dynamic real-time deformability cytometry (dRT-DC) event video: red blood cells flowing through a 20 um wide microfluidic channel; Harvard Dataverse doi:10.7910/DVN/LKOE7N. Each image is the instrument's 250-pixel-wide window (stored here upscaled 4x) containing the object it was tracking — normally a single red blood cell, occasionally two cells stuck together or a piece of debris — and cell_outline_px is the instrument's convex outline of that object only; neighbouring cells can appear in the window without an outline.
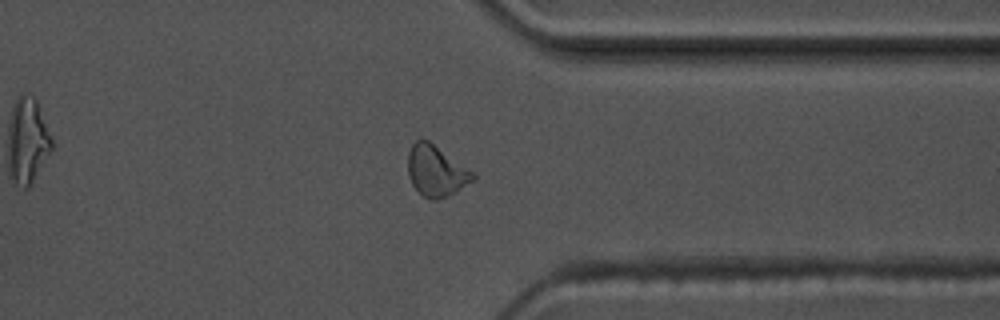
{"species": "common noctule bat (a hibernating species)", "species_latin": "Nyctalus noctula", "temperature_condition": "warm", "stored_images_in_passage": 44, "camera_frame_rate_fps": 3000, "um_per_image_px": 0.085, "animal": {"sex": "male", "body_mass_g": 17.5, "forearm_length_mm": 52.3}, "frame": {"image": 1, "passage_image": 32, "time_ms": 10.333, "image_size_px": [1000, 320], "cell_outline_px": [[476, 180], [448, 196], [436, 200], [432, 200], [424, 196], [412, 184], [408, 176], [408, 152], [412, 144], [416, 140], [428, 140], [472, 172], [476, 176]], "centroid_in_image_um": [37.06, 14.55], "position_along_channel_um": 374.3, "area_um2": 18.96}, "authors_computed_cell_mechanics": {"area_um2": 18.0047, "velocity_mm_per_s": 3.623, "shape_relaxation_time_tau1_ms": 3.126, "shape_relaxation_time_tau2_ms": 1.5523, "deformation_change_tau1": 0.1213, "deformation_change_tau2": 0.0812}}